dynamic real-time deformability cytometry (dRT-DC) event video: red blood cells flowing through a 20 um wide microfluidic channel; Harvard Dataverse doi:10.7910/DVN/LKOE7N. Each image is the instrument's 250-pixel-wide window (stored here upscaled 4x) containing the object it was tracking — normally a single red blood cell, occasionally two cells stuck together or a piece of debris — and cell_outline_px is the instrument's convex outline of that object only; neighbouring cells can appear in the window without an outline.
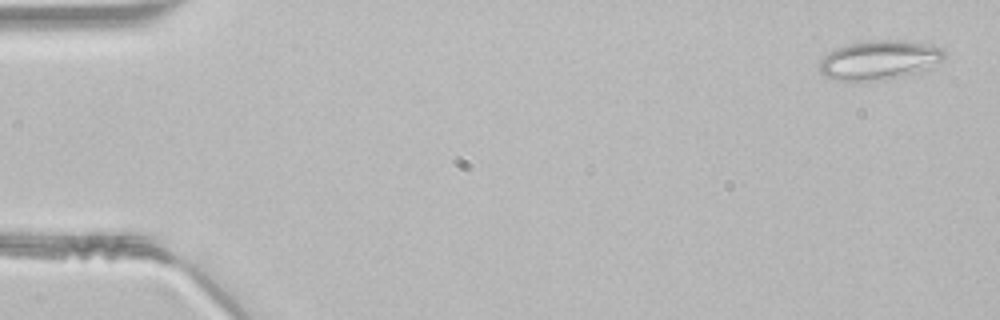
{"species": "common noctule bat (a hibernating species)", "species_latin": "Nyctalus noctula", "temperature_condition": "room temperature", "stored_images_in_passage": 46, "segment_of_instrument_passage": [1, 2], "camera_frame_rate_fps": 3000, "um_per_image_px": 0.085, "animal": {"sex": "male", "body_mass_g": 21.5, "forearm_length_mm": 52.0}, "frame": {"image": 1, "passage_image": 1, "time_ms": 0.0, "image_size_px": [1000, 320], "cell_outline_px": [[948, 56], [924, 68], [888, 80], [832, 80], [824, 76], [820, 72], [820, 60], [828, 52], [836, 48], [852, 44], [872, 40], [900, 40], [940, 48]], "centroid_in_image_um": [74.64, 5.11], "position_along_channel_um": 10.4, "area_um2": 27.69}}
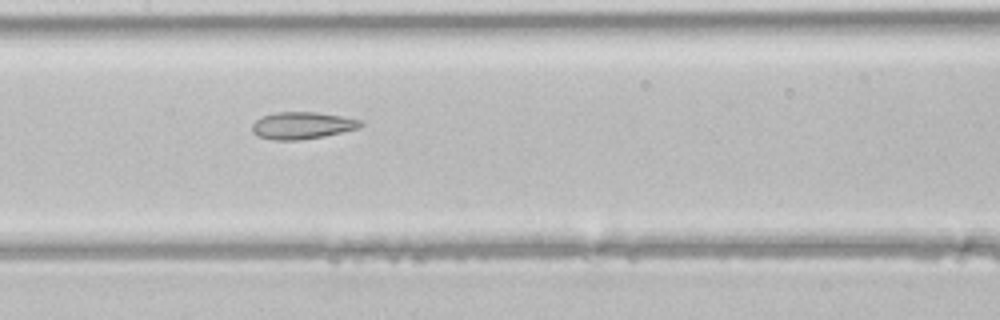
{"frame": {"image": 2, "passage_image": 22, "time_ms": 7.0, "image_size_px": [1000, 320], "cell_outline_px": [[364, 124], [360, 128], [324, 136], [300, 140], [272, 140], [256, 136], [252, 132], [252, 124], [256, 120], [264, 116], [276, 112], [316, 112], [364, 120]], "centroid_in_image_um": [25.7, 10.67], "position_along_channel_um": 181.7, "area_um2": 17.22}}
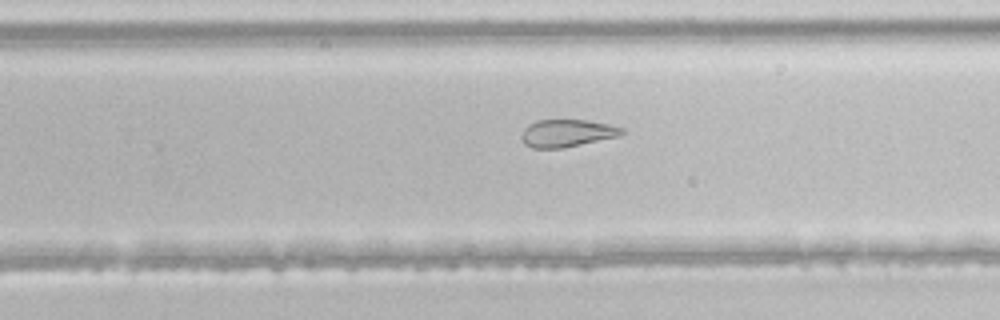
{"frame": {"image": 3, "passage_image": 29, "time_ms": 9.333, "image_size_px": [1000, 320], "cell_outline_px": [[628, 132], [620, 136], [564, 148], [532, 148], [524, 144], [520, 140], [520, 136], [524, 128], [528, 124], [536, 120], [588, 120], [628, 128]], "centroid_in_image_um": [48.23, 11.32], "position_along_channel_um": 281.6, "area_um2": 16.53}}